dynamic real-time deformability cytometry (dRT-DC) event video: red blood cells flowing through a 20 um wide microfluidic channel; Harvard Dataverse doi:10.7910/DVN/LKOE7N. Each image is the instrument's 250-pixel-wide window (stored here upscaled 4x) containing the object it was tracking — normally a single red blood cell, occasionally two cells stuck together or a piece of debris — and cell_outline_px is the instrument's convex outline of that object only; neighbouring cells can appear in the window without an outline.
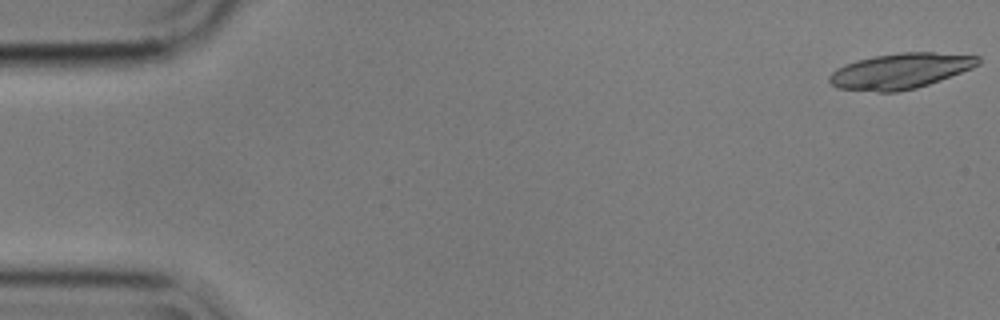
{"species": "common noctule bat (a hibernating species)", "species_latin": "Nyctalus noctula", "temperature_condition": "cold", "stored_images_in_passage": 55, "camera_frame_rate_fps": 3000, "um_per_image_px": 0.085, "animal": {"sex": "male", "body_mass_g": 17.9}, "frame": {"image": 1, "passage_image": 1, "time_ms": 0.0, "image_size_px": [1000, 320], "cell_outline_px": [[980, 64], [972, 68], [940, 80], [916, 88], [896, 92], [876, 92], [836, 88], [828, 80], [828, 76], [836, 68], [844, 64], [856, 60], [872, 56], [900, 52], [932, 52], [980, 56]], "centroid_in_image_um": [76.49, 6.03], "position_along_channel_um": 8.5, "area_um2": 30.92}}